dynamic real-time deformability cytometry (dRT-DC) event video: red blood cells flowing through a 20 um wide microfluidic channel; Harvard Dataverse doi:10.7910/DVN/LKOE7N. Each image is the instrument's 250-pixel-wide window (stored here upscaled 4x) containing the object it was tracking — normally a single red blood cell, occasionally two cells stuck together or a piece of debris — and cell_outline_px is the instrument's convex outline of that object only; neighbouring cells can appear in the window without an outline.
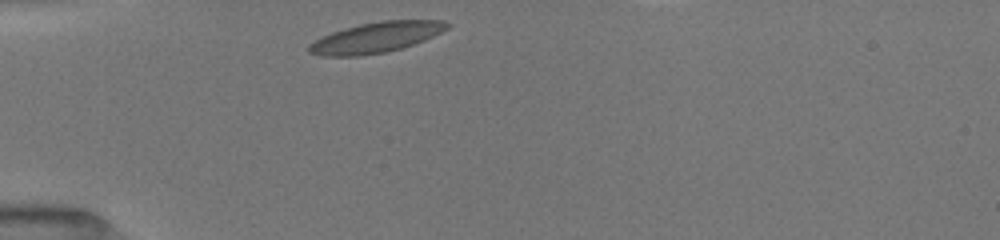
{"species": "common noctule bat (a hibernating species)", "species_latin": "Nyctalus noctula", "temperature_condition": "room temperature", "stored_images_in_passage": 33, "camera_frame_rate_fps": 3000, "um_per_image_px": 0.085, "animal": {"sex": "female", "body_mass_g": 19.5, "forearm_length_mm": 54.1}, "frame": {"image": 1, "passage_image": 1, "time_ms": 0.0, "image_size_px": [1000, 240], "cell_outline_px": [[452, 24], [448, 28], [424, 40], [400, 48], [384, 52], [360, 56], [320, 56], [308, 52], [308, 44], [332, 32], [344, 28], [360, 24], [384, 20], [444, 20]], "centroid_in_image_um": [31.95, 3.18], "position_along_channel_um": 53.0, "area_um2": 24.33}}
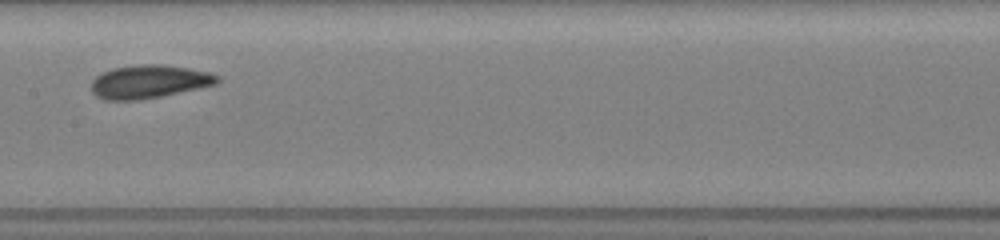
{"frame": {"image": 2, "passage_image": 13, "time_ms": 4.0, "image_size_px": [1000, 240], "cell_outline_px": [[220, 80], [216, 84], [160, 96], [140, 100], [104, 100], [96, 96], [92, 92], [92, 80], [96, 76], [112, 68], [136, 64], [160, 64], [188, 68], [208, 72], [220, 76]], "centroid_in_image_um": [12.64, 6.93], "position_along_channel_um": 194.8, "area_um2": 24.33}}
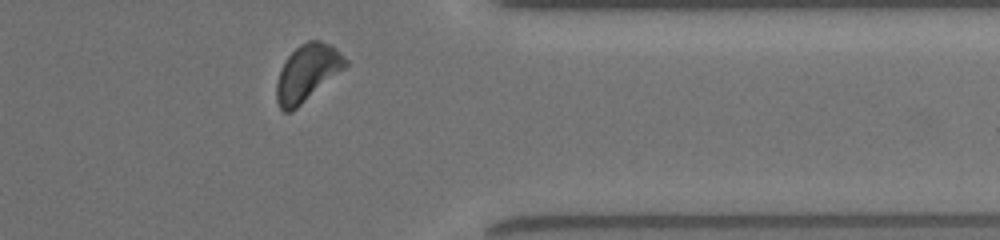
{"frame": {"image": 3, "passage_image": 28, "time_ms": 9.0, "image_size_px": [1000, 240], "cell_outline_px": [[348, 64], [344, 68], [292, 112], [284, 112], [280, 108], [276, 100], [276, 84], [280, 72], [288, 56], [300, 44], [308, 40], [320, 40], [332, 44], [348, 60]], "centroid_in_image_um": [26.12, 6.18], "position_along_channel_um": 385.3, "area_um2": 22.54}}